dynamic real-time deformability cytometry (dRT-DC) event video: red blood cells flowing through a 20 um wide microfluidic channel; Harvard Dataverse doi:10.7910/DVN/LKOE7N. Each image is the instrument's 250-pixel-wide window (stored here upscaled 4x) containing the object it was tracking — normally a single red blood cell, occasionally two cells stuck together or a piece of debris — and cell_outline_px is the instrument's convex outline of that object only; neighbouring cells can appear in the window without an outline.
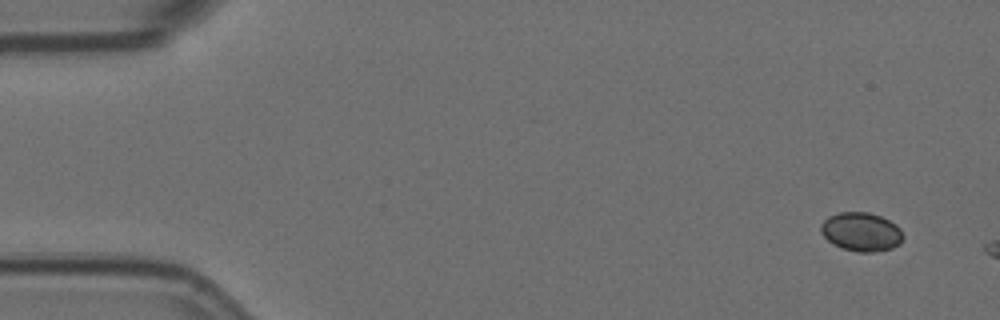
{"species": "Egyptian fruit bat (a non-hibernating species)", "species_latin": "Rousettus aegyptiacus", "temperature_condition": "room temperature", "stored_images_in_passage": 3, "camera_frame_rate_fps": 3000, "um_per_image_px": 0.085, "animal": {"sex": "female"}, "frame": {"image": 1, "passage_image": 1, "time_ms": 0.0, "image_size_px": [1000, 320], "cell_outline_px": [[904, 236], [900, 244], [892, 248], [872, 252], [856, 252], [844, 248], [828, 240], [820, 232], [820, 224], [828, 216], [840, 212], [868, 212], [880, 216], [896, 224], [900, 228]], "centroid_in_image_um": [73.22, 19.69], "position_along_channel_um": 11.8, "area_um2": 18.55}}